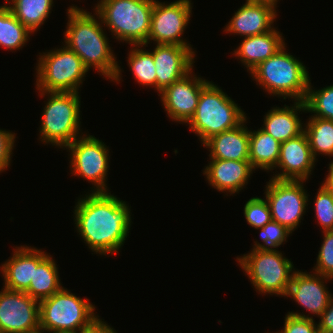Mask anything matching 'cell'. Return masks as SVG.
<instances>
[{"instance_id":"1","label":"cell","mask_w":333,"mask_h":333,"mask_svg":"<svg viewBox=\"0 0 333 333\" xmlns=\"http://www.w3.org/2000/svg\"><path fill=\"white\" fill-rule=\"evenodd\" d=\"M74 209L76 230L96 254L117 253L124 245L131 215L128 204L110 192H91Z\"/></svg>"},{"instance_id":"2","label":"cell","mask_w":333,"mask_h":333,"mask_svg":"<svg viewBox=\"0 0 333 333\" xmlns=\"http://www.w3.org/2000/svg\"><path fill=\"white\" fill-rule=\"evenodd\" d=\"M67 10L69 19L64 34L65 46L81 58L88 70L94 67L105 78L119 82L121 69L102 30L104 26L99 15L95 14L97 20L92 13L76 6Z\"/></svg>"},{"instance_id":"3","label":"cell","mask_w":333,"mask_h":333,"mask_svg":"<svg viewBox=\"0 0 333 333\" xmlns=\"http://www.w3.org/2000/svg\"><path fill=\"white\" fill-rule=\"evenodd\" d=\"M285 45L249 73L273 96L304 102L310 77L301 61L288 54Z\"/></svg>"},{"instance_id":"4","label":"cell","mask_w":333,"mask_h":333,"mask_svg":"<svg viewBox=\"0 0 333 333\" xmlns=\"http://www.w3.org/2000/svg\"><path fill=\"white\" fill-rule=\"evenodd\" d=\"M154 1L100 0L94 9L118 41L147 46Z\"/></svg>"},{"instance_id":"5","label":"cell","mask_w":333,"mask_h":333,"mask_svg":"<svg viewBox=\"0 0 333 333\" xmlns=\"http://www.w3.org/2000/svg\"><path fill=\"white\" fill-rule=\"evenodd\" d=\"M245 115L234 100L209 81L201 89L195 114L187 124L203 145L212 136L236 128L247 118Z\"/></svg>"},{"instance_id":"6","label":"cell","mask_w":333,"mask_h":333,"mask_svg":"<svg viewBox=\"0 0 333 333\" xmlns=\"http://www.w3.org/2000/svg\"><path fill=\"white\" fill-rule=\"evenodd\" d=\"M94 309L88 299H81L62 287L39 301L40 328L49 333L89 330L101 320Z\"/></svg>"},{"instance_id":"7","label":"cell","mask_w":333,"mask_h":333,"mask_svg":"<svg viewBox=\"0 0 333 333\" xmlns=\"http://www.w3.org/2000/svg\"><path fill=\"white\" fill-rule=\"evenodd\" d=\"M39 92L41 96L48 94L40 123V140L65 148L80 134V97L76 92Z\"/></svg>"},{"instance_id":"8","label":"cell","mask_w":333,"mask_h":333,"mask_svg":"<svg viewBox=\"0 0 333 333\" xmlns=\"http://www.w3.org/2000/svg\"><path fill=\"white\" fill-rule=\"evenodd\" d=\"M236 260L257 292L286 296L295 269L282 252L276 249H252Z\"/></svg>"},{"instance_id":"9","label":"cell","mask_w":333,"mask_h":333,"mask_svg":"<svg viewBox=\"0 0 333 333\" xmlns=\"http://www.w3.org/2000/svg\"><path fill=\"white\" fill-rule=\"evenodd\" d=\"M47 53V54H46ZM39 56L36 89L44 92H78L88 69L81 58L66 47Z\"/></svg>"},{"instance_id":"10","label":"cell","mask_w":333,"mask_h":333,"mask_svg":"<svg viewBox=\"0 0 333 333\" xmlns=\"http://www.w3.org/2000/svg\"><path fill=\"white\" fill-rule=\"evenodd\" d=\"M66 149L71 153L72 174L80 176L96 187L92 192H107L106 176L109 168V149L92 135L76 138Z\"/></svg>"},{"instance_id":"11","label":"cell","mask_w":333,"mask_h":333,"mask_svg":"<svg viewBox=\"0 0 333 333\" xmlns=\"http://www.w3.org/2000/svg\"><path fill=\"white\" fill-rule=\"evenodd\" d=\"M304 180H278L271 178L266 186L265 198L268 202L272 221L294 231L308 206V194Z\"/></svg>"},{"instance_id":"12","label":"cell","mask_w":333,"mask_h":333,"mask_svg":"<svg viewBox=\"0 0 333 333\" xmlns=\"http://www.w3.org/2000/svg\"><path fill=\"white\" fill-rule=\"evenodd\" d=\"M191 5L190 0H177L168 5L155 0L148 44L153 40L155 44L191 46L181 39L192 14Z\"/></svg>"},{"instance_id":"13","label":"cell","mask_w":333,"mask_h":333,"mask_svg":"<svg viewBox=\"0 0 333 333\" xmlns=\"http://www.w3.org/2000/svg\"><path fill=\"white\" fill-rule=\"evenodd\" d=\"M40 328L39 301L24 291H0V333H27Z\"/></svg>"},{"instance_id":"14","label":"cell","mask_w":333,"mask_h":333,"mask_svg":"<svg viewBox=\"0 0 333 333\" xmlns=\"http://www.w3.org/2000/svg\"><path fill=\"white\" fill-rule=\"evenodd\" d=\"M192 70L160 92L167 115L175 122L188 123L195 114L201 89L208 80L192 76Z\"/></svg>"},{"instance_id":"15","label":"cell","mask_w":333,"mask_h":333,"mask_svg":"<svg viewBox=\"0 0 333 333\" xmlns=\"http://www.w3.org/2000/svg\"><path fill=\"white\" fill-rule=\"evenodd\" d=\"M150 52L153 55L156 69L158 93L188 74L195 63V51L191 46L156 44V47Z\"/></svg>"},{"instance_id":"16","label":"cell","mask_w":333,"mask_h":333,"mask_svg":"<svg viewBox=\"0 0 333 333\" xmlns=\"http://www.w3.org/2000/svg\"><path fill=\"white\" fill-rule=\"evenodd\" d=\"M314 158L305 132L280 144L277 166L282 172L272 178L278 180H308L314 164ZM280 167V168H279Z\"/></svg>"},{"instance_id":"17","label":"cell","mask_w":333,"mask_h":333,"mask_svg":"<svg viewBox=\"0 0 333 333\" xmlns=\"http://www.w3.org/2000/svg\"><path fill=\"white\" fill-rule=\"evenodd\" d=\"M324 280L331 281L332 278L315 272L308 274L295 271L286 297H292L294 301L298 302L308 312L320 317L327 308L332 295L324 285L326 283Z\"/></svg>"},{"instance_id":"18","label":"cell","mask_w":333,"mask_h":333,"mask_svg":"<svg viewBox=\"0 0 333 333\" xmlns=\"http://www.w3.org/2000/svg\"><path fill=\"white\" fill-rule=\"evenodd\" d=\"M275 4L245 2L226 25L225 32L244 37L261 35L274 29ZM273 27V28H272Z\"/></svg>"},{"instance_id":"19","label":"cell","mask_w":333,"mask_h":333,"mask_svg":"<svg viewBox=\"0 0 333 333\" xmlns=\"http://www.w3.org/2000/svg\"><path fill=\"white\" fill-rule=\"evenodd\" d=\"M210 160L203 174L214 189L230 195L241 191L255 170L250 161Z\"/></svg>"},{"instance_id":"20","label":"cell","mask_w":333,"mask_h":333,"mask_svg":"<svg viewBox=\"0 0 333 333\" xmlns=\"http://www.w3.org/2000/svg\"><path fill=\"white\" fill-rule=\"evenodd\" d=\"M246 120L234 129L212 136L203 144L210 149V159L249 161V130L245 125Z\"/></svg>"},{"instance_id":"21","label":"cell","mask_w":333,"mask_h":333,"mask_svg":"<svg viewBox=\"0 0 333 333\" xmlns=\"http://www.w3.org/2000/svg\"><path fill=\"white\" fill-rule=\"evenodd\" d=\"M294 106L275 107L265 114L262 130L270 134L278 142L283 143L304 132L303 123L297 111H306L305 103L296 101Z\"/></svg>"},{"instance_id":"22","label":"cell","mask_w":333,"mask_h":333,"mask_svg":"<svg viewBox=\"0 0 333 333\" xmlns=\"http://www.w3.org/2000/svg\"><path fill=\"white\" fill-rule=\"evenodd\" d=\"M284 37L275 28L267 33L244 37V40L234 50V55L251 71L259 63L266 61L285 45Z\"/></svg>"},{"instance_id":"23","label":"cell","mask_w":333,"mask_h":333,"mask_svg":"<svg viewBox=\"0 0 333 333\" xmlns=\"http://www.w3.org/2000/svg\"><path fill=\"white\" fill-rule=\"evenodd\" d=\"M14 249L12 257L1 268L4 288L12 291H26L34 275V248L19 246Z\"/></svg>"},{"instance_id":"24","label":"cell","mask_w":333,"mask_h":333,"mask_svg":"<svg viewBox=\"0 0 333 333\" xmlns=\"http://www.w3.org/2000/svg\"><path fill=\"white\" fill-rule=\"evenodd\" d=\"M62 287L54 259L51 255L34 247V275L25 292L31 298L41 301L52 296Z\"/></svg>"},{"instance_id":"25","label":"cell","mask_w":333,"mask_h":333,"mask_svg":"<svg viewBox=\"0 0 333 333\" xmlns=\"http://www.w3.org/2000/svg\"><path fill=\"white\" fill-rule=\"evenodd\" d=\"M280 142L262 130L249 131V161L252 167L262 170L276 168L280 152Z\"/></svg>"},{"instance_id":"26","label":"cell","mask_w":333,"mask_h":333,"mask_svg":"<svg viewBox=\"0 0 333 333\" xmlns=\"http://www.w3.org/2000/svg\"><path fill=\"white\" fill-rule=\"evenodd\" d=\"M9 8L14 16L30 31H37L49 17L53 0H11Z\"/></svg>"},{"instance_id":"27","label":"cell","mask_w":333,"mask_h":333,"mask_svg":"<svg viewBox=\"0 0 333 333\" xmlns=\"http://www.w3.org/2000/svg\"><path fill=\"white\" fill-rule=\"evenodd\" d=\"M6 4L0 6V46L18 50L26 44L30 32L12 13Z\"/></svg>"},{"instance_id":"28","label":"cell","mask_w":333,"mask_h":333,"mask_svg":"<svg viewBox=\"0 0 333 333\" xmlns=\"http://www.w3.org/2000/svg\"><path fill=\"white\" fill-rule=\"evenodd\" d=\"M304 127L314 158L318 154L333 157V120L311 116Z\"/></svg>"},{"instance_id":"29","label":"cell","mask_w":333,"mask_h":333,"mask_svg":"<svg viewBox=\"0 0 333 333\" xmlns=\"http://www.w3.org/2000/svg\"><path fill=\"white\" fill-rule=\"evenodd\" d=\"M142 47L143 45H133L129 52L128 65L140 85L156 89V69L153 55Z\"/></svg>"},{"instance_id":"30","label":"cell","mask_w":333,"mask_h":333,"mask_svg":"<svg viewBox=\"0 0 333 333\" xmlns=\"http://www.w3.org/2000/svg\"><path fill=\"white\" fill-rule=\"evenodd\" d=\"M304 103L311 116L333 120V85L314 91L309 81Z\"/></svg>"},{"instance_id":"31","label":"cell","mask_w":333,"mask_h":333,"mask_svg":"<svg viewBox=\"0 0 333 333\" xmlns=\"http://www.w3.org/2000/svg\"><path fill=\"white\" fill-rule=\"evenodd\" d=\"M315 199L316 220L322 227V232L333 230V189L323 183L318 189Z\"/></svg>"},{"instance_id":"32","label":"cell","mask_w":333,"mask_h":333,"mask_svg":"<svg viewBox=\"0 0 333 333\" xmlns=\"http://www.w3.org/2000/svg\"><path fill=\"white\" fill-rule=\"evenodd\" d=\"M244 216L248 224L255 229L262 228L272 221L268 202L259 197H252L246 202Z\"/></svg>"},{"instance_id":"33","label":"cell","mask_w":333,"mask_h":333,"mask_svg":"<svg viewBox=\"0 0 333 333\" xmlns=\"http://www.w3.org/2000/svg\"><path fill=\"white\" fill-rule=\"evenodd\" d=\"M258 229H260V238L263 244L256 241L253 249H274L279 247L284 241L286 242L287 237L292 233L285 226L275 221L266 223L262 228Z\"/></svg>"},{"instance_id":"34","label":"cell","mask_w":333,"mask_h":333,"mask_svg":"<svg viewBox=\"0 0 333 333\" xmlns=\"http://www.w3.org/2000/svg\"><path fill=\"white\" fill-rule=\"evenodd\" d=\"M324 241L318 253L314 271L333 279V230L324 231Z\"/></svg>"},{"instance_id":"35","label":"cell","mask_w":333,"mask_h":333,"mask_svg":"<svg viewBox=\"0 0 333 333\" xmlns=\"http://www.w3.org/2000/svg\"><path fill=\"white\" fill-rule=\"evenodd\" d=\"M284 320L283 330L276 333H319L318 324L309 314L288 312Z\"/></svg>"},{"instance_id":"36","label":"cell","mask_w":333,"mask_h":333,"mask_svg":"<svg viewBox=\"0 0 333 333\" xmlns=\"http://www.w3.org/2000/svg\"><path fill=\"white\" fill-rule=\"evenodd\" d=\"M15 137V133L0 129V173L10 165Z\"/></svg>"},{"instance_id":"37","label":"cell","mask_w":333,"mask_h":333,"mask_svg":"<svg viewBox=\"0 0 333 333\" xmlns=\"http://www.w3.org/2000/svg\"><path fill=\"white\" fill-rule=\"evenodd\" d=\"M333 295L329 300L327 308L320 315L318 329L320 332L333 333Z\"/></svg>"},{"instance_id":"38","label":"cell","mask_w":333,"mask_h":333,"mask_svg":"<svg viewBox=\"0 0 333 333\" xmlns=\"http://www.w3.org/2000/svg\"><path fill=\"white\" fill-rule=\"evenodd\" d=\"M85 333H117L115 329L110 327L104 321L100 320L93 328L85 331Z\"/></svg>"},{"instance_id":"39","label":"cell","mask_w":333,"mask_h":333,"mask_svg":"<svg viewBox=\"0 0 333 333\" xmlns=\"http://www.w3.org/2000/svg\"><path fill=\"white\" fill-rule=\"evenodd\" d=\"M328 175L326 176L325 180L323 181L324 185L328 188L333 189V161L329 164L328 168Z\"/></svg>"},{"instance_id":"40","label":"cell","mask_w":333,"mask_h":333,"mask_svg":"<svg viewBox=\"0 0 333 333\" xmlns=\"http://www.w3.org/2000/svg\"><path fill=\"white\" fill-rule=\"evenodd\" d=\"M246 2L267 3L276 5L278 0H246Z\"/></svg>"},{"instance_id":"41","label":"cell","mask_w":333,"mask_h":333,"mask_svg":"<svg viewBox=\"0 0 333 333\" xmlns=\"http://www.w3.org/2000/svg\"><path fill=\"white\" fill-rule=\"evenodd\" d=\"M87 330H79L78 331H58V332H52V333H85Z\"/></svg>"},{"instance_id":"42","label":"cell","mask_w":333,"mask_h":333,"mask_svg":"<svg viewBox=\"0 0 333 333\" xmlns=\"http://www.w3.org/2000/svg\"><path fill=\"white\" fill-rule=\"evenodd\" d=\"M46 330L38 328L37 330L31 331V332H27V333H45Z\"/></svg>"}]
</instances>
